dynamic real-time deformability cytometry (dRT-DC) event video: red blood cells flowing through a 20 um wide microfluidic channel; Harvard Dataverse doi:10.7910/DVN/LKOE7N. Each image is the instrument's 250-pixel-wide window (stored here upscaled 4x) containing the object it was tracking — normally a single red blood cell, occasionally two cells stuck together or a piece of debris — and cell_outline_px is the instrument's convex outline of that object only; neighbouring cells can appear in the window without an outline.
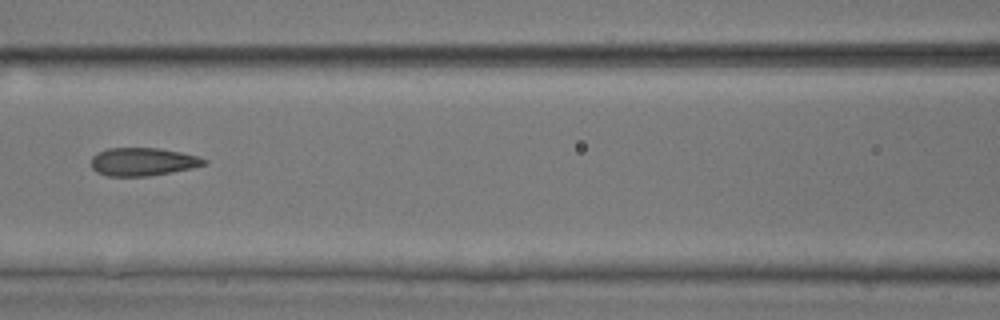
{"species": "common noctule bat (a hibernating species)", "species_latin": "Nyctalus noctula", "temperature_condition": "room temperature", "stored_images_in_passage": 8, "camera_frame_rate_fps": 3000, "um_per_image_px": 0.085, "animal": {"sex": "male", "body_mass_g": 17.9, "forearm_length_mm": 54.2}, "frame": {"image": 1, "passage_image": 7, "time_ms": 7.333, "image_size_px": [1000, 320], "cell_outline_px": [[208, 164], [192, 168], [172, 172], [148, 176], [108, 176], [96, 172], [92, 168], [92, 156], [96, 152], [108, 148], [160, 148], [180, 152], [196, 156], [208, 160]], "centroid_in_image_um": [12.13, 13.75], "position_along_channel_um": 154.5, "area_um2": 18.55}}